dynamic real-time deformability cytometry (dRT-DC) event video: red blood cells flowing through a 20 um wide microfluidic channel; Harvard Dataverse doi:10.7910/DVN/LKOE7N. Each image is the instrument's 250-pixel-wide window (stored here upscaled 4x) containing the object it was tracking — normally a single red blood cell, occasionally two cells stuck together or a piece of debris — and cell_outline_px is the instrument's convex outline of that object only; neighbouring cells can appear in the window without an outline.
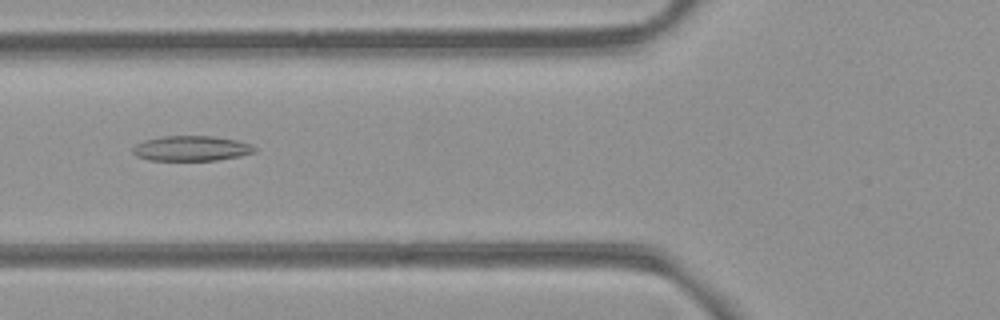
{"species": "common noctule bat (a hibernating species)", "species_latin": "Nyctalus noctula", "temperature_condition": "room temperature", "stored_images_in_passage": 42, "camera_frame_rate_fps": 3000, "um_per_image_px": 0.085, "animal": {"sex": "female", "body_mass_g": 21.9}, "frame": {"image": 1, "passage_image": 10, "time_ms": 3.0, "image_size_px": [1000, 320], "cell_outline_px": [[256, 152], [240, 156], [216, 160], [148, 160], [136, 156], [132, 152], [132, 148], [136, 144], [144, 140], [164, 136], [212, 136], [236, 140], [248, 144], [256, 148]], "centroid_in_image_um": [16.23, 12.61], "position_along_channel_um": 109.6, "area_um2": 17.74}}
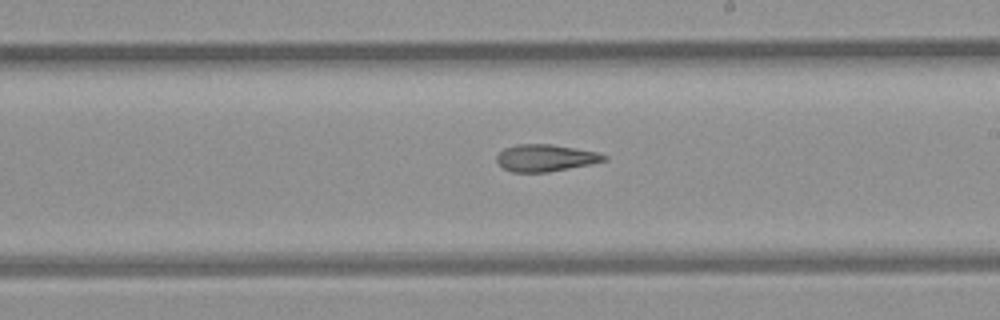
{"frame": {"image": 2, "passage_image": 20, "time_ms": 6.333, "image_size_px": [1000, 320], "cell_outline_px": [[608, 160], [592, 164], [548, 172], [512, 172], [504, 168], [496, 160], [496, 156], [504, 148], [516, 144], [552, 144], [576, 148], [596, 152], [608, 156]], "centroid_in_image_um": [46.39, 13.42], "position_along_channel_um": 242.6, "area_um2": 16.94}}
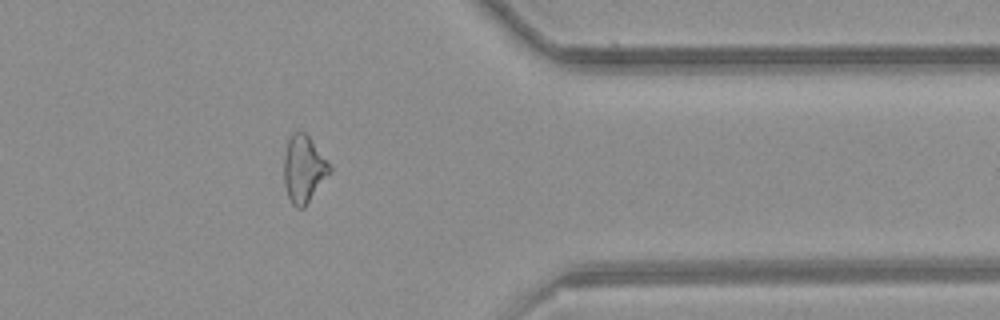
{"frame": {"image": 3, "passage_image": 32, "time_ms": 10.333, "image_size_px": [1000, 320], "cell_outline_px": [[332, 172], [304, 208], [296, 208], [292, 204], [288, 196], [284, 184], [284, 152], [288, 140], [292, 132], [304, 132], [312, 140], [332, 164]], "centroid_in_image_um": [25.84, 14.37], "position_along_channel_um": 385.6, "area_um2": 18.26}, "authors_computed_cell_mechanics": {"area_um2": 18.0914, "velocity_mm_per_s": 3.9863, "shape_relaxation_time_tau1_ms": null, "shape_relaxation_time_tau2_ms": 4.017, "deformation_change_tau1": null, "deformation_change_tau2": 0.1333}}